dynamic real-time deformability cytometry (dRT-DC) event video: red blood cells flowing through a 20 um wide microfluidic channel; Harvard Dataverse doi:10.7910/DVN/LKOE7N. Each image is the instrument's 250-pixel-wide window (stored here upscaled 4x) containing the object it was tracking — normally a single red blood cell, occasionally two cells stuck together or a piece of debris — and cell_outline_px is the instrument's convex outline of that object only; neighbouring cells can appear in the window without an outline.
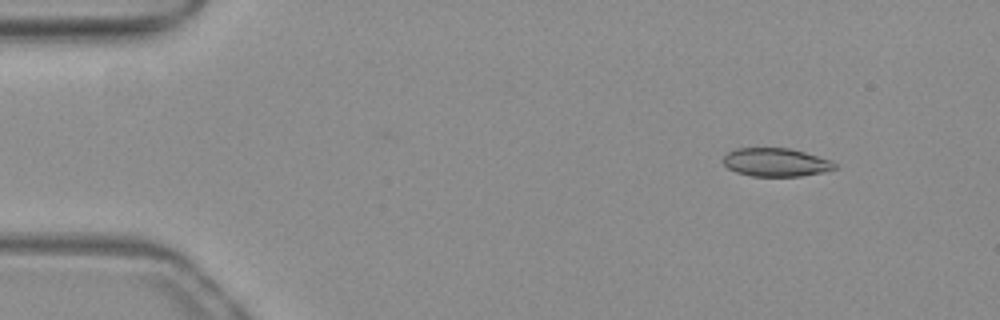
{"species": "common noctule bat (a hibernating species)", "species_latin": "Nyctalus noctula", "temperature_condition": "warm", "stored_images_in_passage": 38, "camera_frame_rate_fps": 3000, "um_per_image_px": 0.085, "animal": {"sex": "female", "body_mass_g": 19.3, "forearm_length_mm": 54.1}, "frame": {"image": 1, "passage_image": 1, "time_ms": 0.0, "image_size_px": [1000, 320], "cell_outline_px": [[836, 168], [824, 172], [800, 176], [752, 176], [736, 172], [728, 168], [724, 164], [724, 156], [728, 152], [736, 148], [788, 148], [804, 152], [832, 160], [836, 164]], "centroid_in_image_um": [65.96, 13.79], "position_along_channel_um": 19.0, "area_um2": 18.38}}
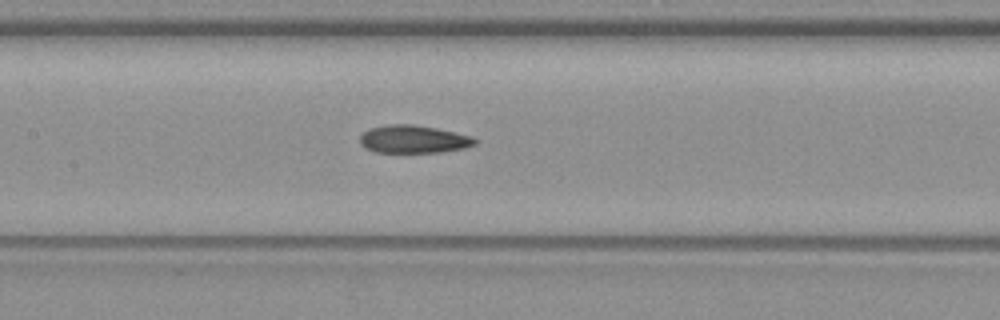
{"frame": {"image": 2, "passage_image": 20, "time_ms": 6.333, "image_size_px": [1000, 320], "cell_outline_px": [[476, 144], [464, 148], [440, 152], [372, 152], [364, 148], [360, 144], [360, 136], [368, 128], [388, 124], [412, 124], [436, 128], [472, 136], [476, 140]], "centroid_in_image_um": [35.1, 11.83], "position_along_channel_um": 172.3, "area_um2": 18.73}}
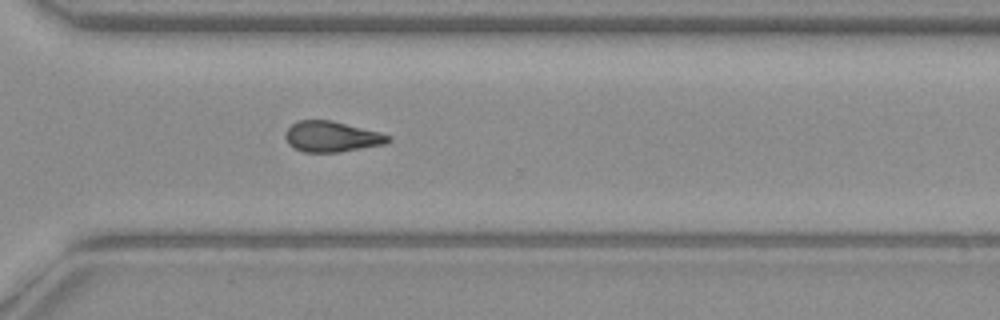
{"frame": {"image": 3, "passage_image": 33, "time_ms": 10.667, "image_size_px": [1000, 320], "cell_outline_px": [[392, 140], [384, 144], [340, 152], [304, 152], [288, 144], [284, 136], [284, 132], [292, 124], [300, 120], [332, 120], [380, 132], [392, 136]], "centroid_in_image_um": [28.2, 11.61], "position_along_channel_um": 342.4, "area_um2": 18.44}, "authors_computed_cell_mechanics": {"area_um2": 18.5538, "velocity_mm_per_s": 3.9379, "shape_relaxation_time_tau1_ms": null, "shape_relaxation_time_tau2_ms": 2.0285, "deformation_change_tau1": null, "deformation_change_tau2": 0.0828}}